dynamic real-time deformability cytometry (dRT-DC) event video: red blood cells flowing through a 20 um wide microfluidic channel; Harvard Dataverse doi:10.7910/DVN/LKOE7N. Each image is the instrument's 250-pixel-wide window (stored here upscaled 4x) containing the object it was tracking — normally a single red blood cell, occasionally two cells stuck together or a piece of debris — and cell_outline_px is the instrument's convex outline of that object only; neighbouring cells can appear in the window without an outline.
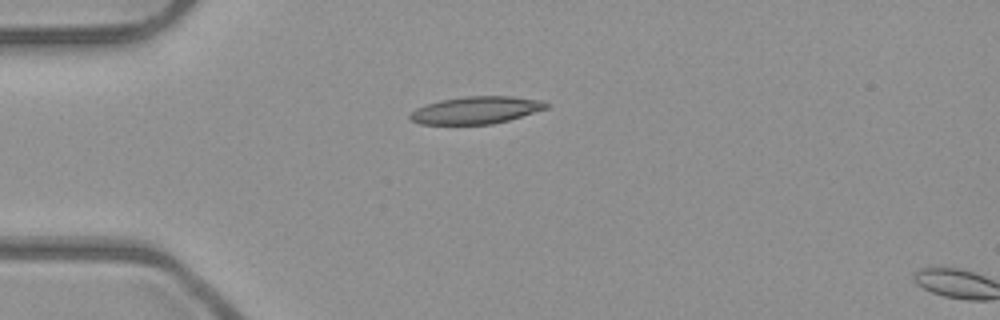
{"species": "common noctule bat (a hibernating species)", "species_latin": "Nyctalus noctula", "temperature_condition": "room temperature", "stored_images_in_passage": 3, "camera_frame_rate_fps": 3000, "um_per_image_px": 0.085, "animal": {"sex": "male", "body_mass_g": 23.1, "forearm_length_mm": 52.7}, "frame": {"image": 1, "passage_image": 1, "time_ms": 0.0, "image_size_px": [1000, 320], "cell_outline_px": [[548, 108], [508, 120], [492, 124], [420, 124], [412, 120], [408, 116], [416, 108], [440, 100], [464, 96], [512, 96], [544, 100], [548, 104]], "centroid_in_image_um": [40.49, 9.35], "position_along_channel_um": 44.5, "area_um2": 21.62}}